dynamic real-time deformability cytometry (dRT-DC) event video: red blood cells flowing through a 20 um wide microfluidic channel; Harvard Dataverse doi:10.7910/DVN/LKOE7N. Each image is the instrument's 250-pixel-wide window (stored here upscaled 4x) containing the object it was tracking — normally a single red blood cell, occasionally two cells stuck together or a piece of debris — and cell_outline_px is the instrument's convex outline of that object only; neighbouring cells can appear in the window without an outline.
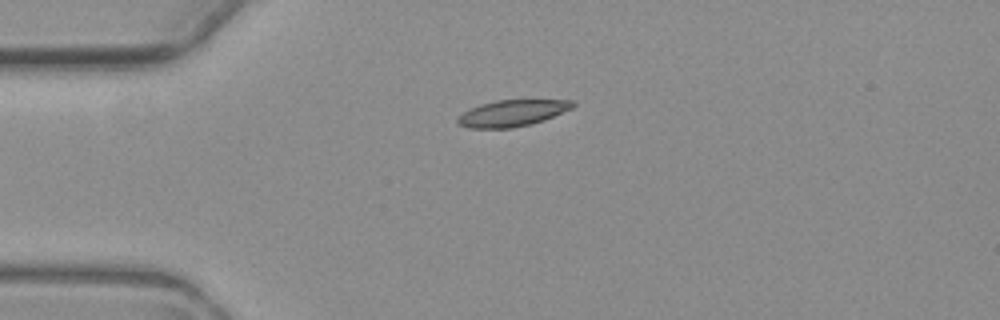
{"species": "common noctule bat (a hibernating species)", "species_latin": "Nyctalus noctula", "temperature_condition": "warm", "stored_images_in_passage": 6, "camera_frame_rate_fps": 3000, "um_per_image_px": 0.085, "animal": {"sex": "female", "body_mass_g": 19.3, "forearm_length_mm": 54.1}, "frame": {"image": 1, "passage_image": 6, "time_ms": 6.333, "image_size_px": [1000, 320], "cell_outline_px": [[576, 104], [572, 108], [544, 120], [512, 128], [468, 128], [460, 124], [456, 120], [468, 108], [480, 104], [496, 100], [572, 100]], "centroid_in_image_um": [43.53, 9.61], "position_along_channel_um": 41.5, "area_um2": 17.57}}